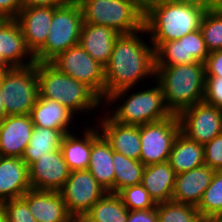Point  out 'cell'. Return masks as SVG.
I'll use <instances>...</instances> for the list:
<instances>
[{"label": "cell", "instance_id": "obj_39", "mask_svg": "<svg viewBox=\"0 0 222 222\" xmlns=\"http://www.w3.org/2000/svg\"><path fill=\"white\" fill-rule=\"evenodd\" d=\"M22 9V0H0V19H16Z\"/></svg>", "mask_w": 222, "mask_h": 222}, {"label": "cell", "instance_id": "obj_37", "mask_svg": "<svg viewBox=\"0 0 222 222\" xmlns=\"http://www.w3.org/2000/svg\"><path fill=\"white\" fill-rule=\"evenodd\" d=\"M204 102L222 110V77H206Z\"/></svg>", "mask_w": 222, "mask_h": 222}, {"label": "cell", "instance_id": "obj_42", "mask_svg": "<svg viewBox=\"0 0 222 222\" xmlns=\"http://www.w3.org/2000/svg\"><path fill=\"white\" fill-rule=\"evenodd\" d=\"M183 4L199 7L205 12L218 9L222 5L219 0H183Z\"/></svg>", "mask_w": 222, "mask_h": 222}, {"label": "cell", "instance_id": "obj_45", "mask_svg": "<svg viewBox=\"0 0 222 222\" xmlns=\"http://www.w3.org/2000/svg\"><path fill=\"white\" fill-rule=\"evenodd\" d=\"M5 110H4V105H3V98H2V92L0 88V122L5 118Z\"/></svg>", "mask_w": 222, "mask_h": 222}, {"label": "cell", "instance_id": "obj_32", "mask_svg": "<svg viewBox=\"0 0 222 222\" xmlns=\"http://www.w3.org/2000/svg\"><path fill=\"white\" fill-rule=\"evenodd\" d=\"M197 210L205 219L222 216V170H215Z\"/></svg>", "mask_w": 222, "mask_h": 222}, {"label": "cell", "instance_id": "obj_3", "mask_svg": "<svg viewBox=\"0 0 222 222\" xmlns=\"http://www.w3.org/2000/svg\"><path fill=\"white\" fill-rule=\"evenodd\" d=\"M39 97L55 100L74 114L83 112L95 116L96 110L105 108L101 98L85 83L60 72L50 62H37Z\"/></svg>", "mask_w": 222, "mask_h": 222}, {"label": "cell", "instance_id": "obj_27", "mask_svg": "<svg viewBox=\"0 0 222 222\" xmlns=\"http://www.w3.org/2000/svg\"><path fill=\"white\" fill-rule=\"evenodd\" d=\"M168 162L176 174L203 166L204 146L180 132L175 138Z\"/></svg>", "mask_w": 222, "mask_h": 222}, {"label": "cell", "instance_id": "obj_13", "mask_svg": "<svg viewBox=\"0 0 222 222\" xmlns=\"http://www.w3.org/2000/svg\"><path fill=\"white\" fill-rule=\"evenodd\" d=\"M208 55L200 29L178 40L163 42L154 50L155 66L204 63Z\"/></svg>", "mask_w": 222, "mask_h": 222}, {"label": "cell", "instance_id": "obj_44", "mask_svg": "<svg viewBox=\"0 0 222 222\" xmlns=\"http://www.w3.org/2000/svg\"><path fill=\"white\" fill-rule=\"evenodd\" d=\"M183 3V0H144V4Z\"/></svg>", "mask_w": 222, "mask_h": 222}, {"label": "cell", "instance_id": "obj_18", "mask_svg": "<svg viewBox=\"0 0 222 222\" xmlns=\"http://www.w3.org/2000/svg\"><path fill=\"white\" fill-rule=\"evenodd\" d=\"M53 8H22L16 17L20 25L27 47L35 55L45 44L51 25Z\"/></svg>", "mask_w": 222, "mask_h": 222}, {"label": "cell", "instance_id": "obj_43", "mask_svg": "<svg viewBox=\"0 0 222 222\" xmlns=\"http://www.w3.org/2000/svg\"><path fill=\"white\" fill-rule=\"evenodd\" d=\"M68 222H94L86 214L84 215H70Z\"/></svg>", "mask_w": 222, "mask_h": 222}, {"label": "cell", "instance_id": "obj_38", "mask_svg": "<svg viewBox=\"0 0 222 222\" xmlns=\"http://www.w3.org/2000/svg\"><path fill=\"white\" fill-rule=\"evenodd\" d=\"M204 65L205 77H222V50L209 53Z\"/></svg>", "mask_w": 222, "mask_h": 222}, {"label": "cell", "instance_id": "obj_6", "mask_svg": "<svg viewBox=\"0 0 222 222\" xmlns=\"http://www.w3.org/2000/svg\"><path fill=\"white\" fill-rule=\"evenodd\" d=\"M83 23L111 27L119 34L144 28V0H79Z\"/></svg>", "mask_w": 222, "mask_h": 222}, {"label": "cell", "instance_id": "obj_23", "mask_svg": "<svg viewBox=\"0 0 222 222\" xmlns=\"http://www.w3.org/2000/svg\"><path fill=\"white\" fill-rule=\"evenodd\" d=\"M119 36L120 34L111 27L83 23L79 44L95 61L105 67Z\"/></svg>", "mask_w": 222, "mask_h": 222}, {"label": "cell", "instance_id": "obj_21", "mask_svg": "<svg viewBox=\"0 0 222 222\" xmlns=\"http://www.w3.org/2000/svg\"><path fill=\"white\" fill-rule=\"evenodd\" d=\"M215 170L207 165L176 174L171 201L198 206Z\"/></svg>", "mask_w": 222, "mask_h": 222}, {"label": "cell", "instance_id": "obj_2", "mask_svg": "<svg viewBox=\"0 0 222 222\" xmlns=\"http://www.w3.org/2000/svg\"><path fill=\"white\" fill-rule=\"evenodd\" d=\"M153 79H156L162 88L165 105L171 114L178 115L194 104L204 101V63L155 66Z\"/></svg>", "mask_w": 222, "mask_h": 222}, {"label": "cell", "instance_id": "obj_16", "mask_svg": "<svg viewBox=\"0 0 222 222\" xmlns=\"http://www.w3.org/2000/svg\"><path fill=\"white\" fill-rule=\"evenodd\" d=\"M97 120V127L109 142L112 150L128 158L140 161L141 141L138 125L118 123L114 121L107 112H105V115L103 114L101 118H99L98 115Z\"/></svg>", "mask_w": 222, "mask_h": 222}, {"label": "cell", "instance_id": "obj_17", "mask_svg": "<svg viewBox=\"0 0 222 222\" xmlns=\"http://www.w3.org/2000/svg\"><path fill=\"white\" fill-rule=\"evenodd\" d=\"M30 115L5 116L0 122V156L22 157L31 139Z\"/></svg>", "mask_w": 222, "mask_h": 222}, {"label": "cell", "instance_id": "obj_10", "mask_svg": "<svg viewBox=\"0 0 222 222\" xmlns=\"http://www.w3.org/2000/svg\"><path fill=\"white\" fill-rule=\"evenodd\" d=\"M179 133L180 123L175 114L161 121L139 125L141 163L148 166L168 161Z\"/></svg>", "mask_w": 222, "mask_h": 222}, {"label": "cell", "instance_id": "obj_30", "mask_svg": "<svg viewBox=\"0 0 222 222\" xmlns=\"http://www.w3.org/2000/svg\"><path fill=\"white\" fill-rule=\"evenodd\" d=\"M113 165L115 169L114 193L132 185L141 183L145 165L141 161L128 158L113 150Z\"/></svg>", "mask_w": 222, "mask_h": 222}, {"label": "cell", "instance_id": "obj_7", "mask_svg": "<svg viewBox=\"0 0 222 222\" xmlns=\"http://www.w3.org/2000/svg\"><path fill=\"white\" fill-rule=\"evenodd\" d=\"M0 88L6 116L30 114L39 96L37 62L3 70Z\"/></svg>", "mask_w": 222, "mask_h": 222}, {"label": "cell", "instance_id": "obj_22", "mask_svg": "<svg viewBox=\"0 0 222 222\" xmlns=\"http://www.w3.org/2000/svg\"><path fill=\"white\" fill-rule=\"evenodd\" d=\"M84 130L80 136L76 131L66 133L61 141L60 149L70 172L88 168L92 142L101 134L97 125L87 129L85 126Z\"/></svg>", "mask_w": 222, "mask_h": 222}, {"label": "cell", "instance_id": "obj_34", "mask_svg": "<svg viewBox=\"0 0 222 222\" xmlns=\"http://www.w3.org/2000/svg\"><path fill=\"white\" fill-rule=\"evenodd\" d=\"M118 195L128 210H147L157 205L141 183L124 188Z\"/></svg>", "mask_w": 222, "mask_h": 222}, {"label": "cell", "instance_id": "obj_25", "mask_svg": "<svg viewBox=\"0 0 222 222\" xmlns=\"http://www.w3.org/2000/svg\"><path fill=\"white\" fill-rule=\"evenodd\" d=\"M176 173L169 162L145 166L141 184L156 204L171 201Z\"/></svg>", "mask_w": 222, "mask_h": 222}, {"label": "cell", "instance_id": "obj_36", "mask_svg": "<svg viewBox=\"0 0 222 222\" xmlns=\"http://www.w3.org/2000/svg\"><path fill=\"white\" fill-rule=\"evenodd\" d=\"M203 146L205 165L214 170H222V133Z\"/></svg>", "mask_w": 222, "mask_h": 222}, {"label": "cell", "instance_id": "obj_19", "mask_svg": "<svg viewBox=\"0 0 222 222\" xmlns=\"http://www.w3.org/2000/svg\"><path fill=\"white\" fill-rule=\"evenodd\" d=\"M22 198L37 222H68L70 218L60 191L30 189Z\"/></svg>", "mask_w": 222, "mask_h": 222}, {"label": "cell", "instance_id": "obj_31", "mask_svg": "<svg viewBox=\"0 0 222 222\" xmlns=\"http://www.w3.org/2000/svg\"><path fill=\"white\" fill-rule=\"evenodd\" d=\"M157 222H206L196 206L167 201L156 205Z\"/></svg>", "mask_w": 222, "mask_h": 222}, {"label": "cell", "instance_id": "obj_47", "mask_svg": "<svg viewBox=\"0 0 222 222\" xmlns=\"http://www.w3.org/2000/svg\"><path fill=\"white\" fill-rule=\"evenodd\" d=\"M206 222H222V216H215V217L206 219Z\"/></svg>", "mask_w": 222, "mask_h": 222}, {"label": "cell", "instance_id": "obj_1", "mask_svg": "<svg viewBox=\"0 0 222 222\" xmlns=\"http://www.w3.org/2000/svg\"><path fill=\"white\" fill-rule=\"evenodd\" d=\"M145 34L148 35L143 28L132 34H120L115 40L110 60L104 67V100L118 90L134 88L143 80L155 77L154 47L150 38L148 42L142 38Z\"/></svg>", "mask_w": 222, "mask_h": 222}, {"label": "cell", "instance_id": "obj_26", "mask_svg": "<svg viewBox=\"0 0 222 222\" xmlns=\"http://www.w3.org/2000/svg\"><path fill=\"white\" fill-rule=\"evenodd\" d=\"M113 150L105 137L100 134L93 142L90 152L89 172L98 183L110 193H114L115 169Z\"/></svg>", "mask_w": 222, "mask_h": 222}, {"label": "cell", "instance_id": "obj_29", "mask_svg": "<svg viewBox=\"0 0 222 222\" xmlns=\"http://www.w3.org/2000/svg\"><path fill=\"white\" fill-rule=\"evenodd\" d=\"M129 210L118 194L107 192L86 215L94 222H127Z\"/></svg>", "mask_w": 222, "mask_h": 222}, {"label": "cell", "instance_id": "obj_28", "mask_svg": "<svg viewBox=\"0 0 222 222\" xmlns=\"http://www.w3.org/2000/svg\"><path fill=\"white\" fill-rule=\"evenodd\" d=\"M64 134L60 130L33 127L31 139L21 159L29 167L46 153L60 149Z\"/></svg>", "mask_w": 222, "mask_h": 222}, {"label": "cell", "instance_id": "obj_40", "mask_svg": "<svg viewBox=\"0 0 222 222\" xmlns=\"http://www.w3.org/2000/svg\"><path fill=\"white\" fill-rule=\"evenodd\" d=\"M156 207L147 210H129L127 222H157Z\"/></svg>", "mask_w": 222, "mask_h": 222}, {"label": "cell", "instance_id": "obj_35", "mask_svg": "<svg viewBox=\"0 0 222 222\" xmlns=\"http://www.w3.org/2000/svg\"><path fill=\"white\" fill-rule=\"evenodd\" d=\"M0 205L7 215L8 222H37L22 197L4 201Z\"/></svg>", "mask_w": 222, "mask_h": 222}, {"label": "cell", "instance_id": "obj_15", "mask_svg": "<svg viewBox=\"0 0 222 222\" xmlns=\"http://www.w3.org/2000/svg\"><path fill=\"white\" fill-rule=\"evenodd\" d=\"M69 174L61 149L46 153L29 166L31 189L60 191Z\"/></svg>", "mask_w": 222, "mask_h": 222}, {"label": "cell", "instance_id": "obj_5", "mask_svg": "<svg viewBox=\"0 0 222 222\" xmlns=\"http://www.w3.org/2000/svg\"><path fill=\"white\" fill-rule=\"evenodd\" d=\"M144 28L154 50L163 42L178 40L200 29L205 13L199 7L183 3L144 4Z\"/></svg>", "mask_w": 222, "mask_h": 222}, {"label": "cell", "instance_id": "obj_33", "mask_svg": "<svg viewBox=\"0 0 222 222\" xmlns=\"http://www.w3.org/2000/svg\"><path fill=\"white\" fill-rule=\"evenodd\" d=\"M200 30L209 53L222 50V5L204 13Z\"/></svg>", "mask_w": 222, "mask_h": 222}, {"label": "cell", "instance_id": "obj_24", "mask_svg": "<svg viewBox=\"0 0 222 222\" xmlns=\"http://www.w3.org/2000/svg\"><path fill=\"white\" fill-rule=\"evenodd\" d=\"M29 115L33 125L36 127L60 130L63 134L71 132L72 127L76 128L73 125L76 115L55 100L38 96Z\"/></svg>", "mask_w": 222, "mask_h": 222}, {"label": "cell", "instance_id": "obj_4", "mask_svg": "<svg viewBox=\"0 0 222 222\" xmlns=\"http://www.w3.org/2000/svg\"><path fill=\"white\" fill-rule=\"evenodd\" d=\"M152 82L155 86L149 85L147 89L137 92L135 90L131 94V89L135 88L121 89L109 95L103 101V106L110 109L113 105L112 108L114 107L115 110H107V113H111L108 115L118 123L138 126L170 117L172 114L165 105L162 88L157 81L152 80ZM117 101H123V103L119 102V104ZM114 103L118 104L116 108Z\"/></svg>", "mask_w": 222, "mask_h": 222}, {"label": "cell", "instance_id": "obj_20", "mask_svg": "<svg viewBox=\"0 0 222 222\" xmlns=\"http://www.w3.org/2000/svg\"><path fill=\"white\" fill-rule=\"evenodd\" d=\"M31 189L29 167L20 157L0 156V204Z\"/></svg>", "mask_w": 222, "mask_h": 222}, {"label": "cell", "instance_id": "obj_9", "mask_svg": "<svg viewBox=\"0 0 222 222\" xmlns=\"http://www.w3.org/2000/svg\"><path fill=\"white\" fill-rule=\"evenodd\" d=\"M50 63L60 72L85 83L104 101L105 69L80 44L59 53Z\"/></svg>", "mask_w": 222, "mask_h": 222}, {"label": "cell", "instance_id": "obj_8", "mask_svg": "<svg viewBox=\"0 0 222 222\" xmlns=\"http://www.w3.org/2000/svg\"><path fill=\"white\" fill-rule=\"evenodd\" d=\"M82 24V12L77 2L53 8L47 40L34 55L35 62H50L59 53L79 44Z\"/></svg>", "mask_w": 222, "mask_h": 222}, {"label": "cell", "instance_id": "obj_12", "mask_svg": "<svg viewBox=\"0 0 222 222\" xmlns=\"http://www.w3.org/2000/svg\"><path fill=\"white\" fill-rule=\"evenodd\" d=\"M60 193L70 215H84L107 191L85 169L70 172Z\"/></svg>", "mask_w": 222, "mask_h": 222}, {"label": "cell", "instance_id": "obj_41", "mask_svg": "<svg viewBox=\"0 0 222 222\" xmlns=\"http://www.w3.org/2000/svg\"><path fill=\"white\" fill-rule=\"evenodd\" d=\"M71 2L72 0H22V8L40 7V6L59 8Z\"/></svg>", "mask_w": 222, "mask_h": 222}, {"label": "cell", "instance_id": "obj_11", "mask_svg": "<svg viewBox=\"0 0 222 222\" xmlns=\"http://www.w3.org/2000/svg\"><path fill=\"white\" fill-rule=\"evenodd\" d=\"M180 132L200 144L211 141L222 133V110L200 102L178 115Z\"/></svg>", "mask_w": 222, "mask_h": 222}, {"label": "cell", "instance_id": "obj_46", "mask_svg": "<svg viewBox=\"0 0 222 222\" xmlns=\"http://www.w3.org/2000/svg\"><path fill=\"white\" fill-rule=\"evenodd\" d=\"M0 222H8L7 215L1 205H0Z\"/></svg>", "mask_w": 222, "mask_h": 222}, {"label": "cell", "instance_id": "obj_14", "mask_svg": "<svg viewBox=\"0 0 222 222\" xmlns=\"http://www.w3.org/2000/svg\"><path fill=\"white\" fill-rule=\"evenodd\" d=\"M25 61V62H24ZM35 63L20 25L15 19H0V67H26Z\"/></svg>", "mask_w": 222, "mask_h": 222}]
</instances>
